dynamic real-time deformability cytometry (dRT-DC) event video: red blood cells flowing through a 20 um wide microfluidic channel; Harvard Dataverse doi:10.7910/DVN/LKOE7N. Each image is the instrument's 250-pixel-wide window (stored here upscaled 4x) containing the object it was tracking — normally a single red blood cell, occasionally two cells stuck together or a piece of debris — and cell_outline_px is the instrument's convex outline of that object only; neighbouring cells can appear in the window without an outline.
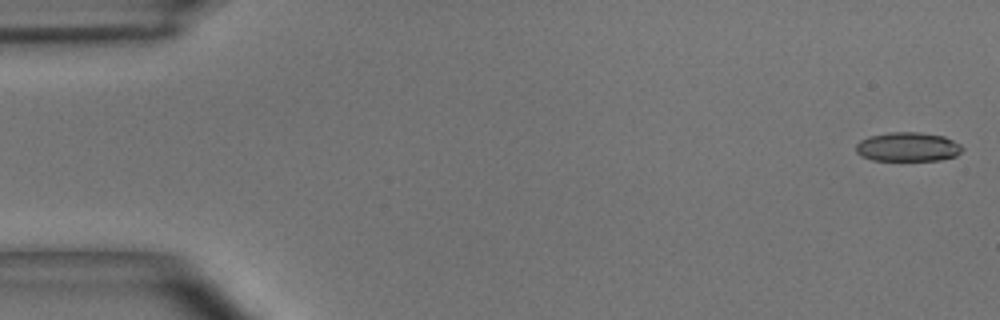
{"species": "common noctule bat (a hibernating species)", "species_latin": "Nyctalus noctula", "temperature_condition": "room temperature", "stored_images_in_passage": 54, "camera_frame_rate_fps": 3000, "um_per_image_px": 0.085, "animal": {"sex": "male", "body_mass_g": 15.6}, "frame": {"image": 1, "passage_image": 1, "time_ms": 0.0, "image_size_px": [1000, 320], "cell_outline_px": [[964, 148], [956, 156], [940, 160], [872, 160], [856, 152], [856, 144], [860, 140], [868, 136], [888, 132], [920, 132], [944, 136], [960, 144]], "centroid_in_image_um": [77.17, 12.47], "position_along_channel_um": 7.8, "area_um2": 18.09}}
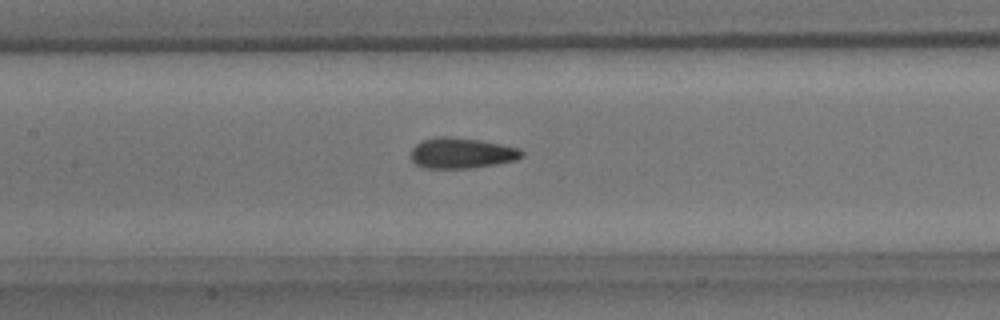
{"frame": {"image": 2, "passage_image": 25, "time_ms": 8.0, "image_size_px": [1000, 320], "cell_outline_px": [[524, 156], [516, 160], [496, 164], [472, 168], [424, 168], [416, 164], [412, 160], [412, 148], [420, 140], [440, 136], [444, 136], [476, 140], [500, 144], [520, 148], [524, 152]], "centroid_in_image_um": [39.24, 13.02], "position_along_channel_um": 168.2, "area_um2": 19.71}}
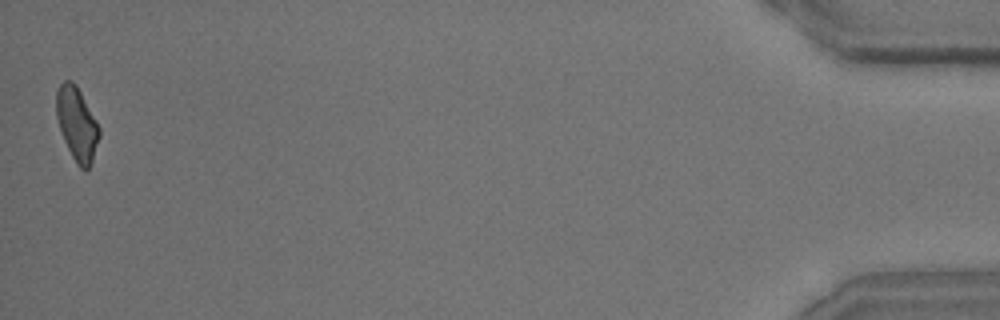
{"frame": {"image": 3, "passage_image": 54, "time_ms": 17.667, "image_size_px": [1000, 320], "cell_outline_px": [[100, 136], [92, 164], [84, 172], [76, 164], [64, 140], [56, 116], [56, 92], [60, 84], [64, 80], [72, 80], [76, 84], [96, 120], [100, 128]], "centroid_in_image_um": [6.55, 10.55], "position_along_channel_um": 428.7, "area_um2": 18.44}, "authors_computed_cell_mechanics": {"area_um2": 19.0162, "velocity_mm_per_s": 3.6406, "shape_relaxation_time_tau1_ms": 6.6574, "shape_relaxation_time_tau2_ms": 1.4927, "deformation_change_tau1": 0.1896, "deformation_change_tau2": 0.0834}}